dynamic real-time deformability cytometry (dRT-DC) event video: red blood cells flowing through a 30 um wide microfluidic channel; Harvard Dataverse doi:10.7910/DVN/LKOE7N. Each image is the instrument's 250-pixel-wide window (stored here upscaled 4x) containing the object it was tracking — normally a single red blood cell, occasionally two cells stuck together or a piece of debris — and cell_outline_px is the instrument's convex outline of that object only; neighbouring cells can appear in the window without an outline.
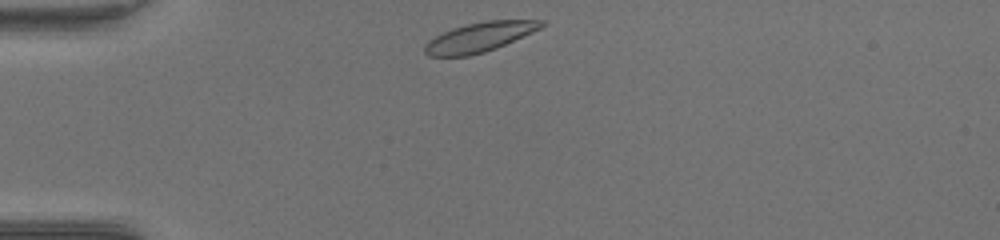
{"species": "common noctule bat (a hibernating species)", "species_latin": "Nyctalus noctula", "temperature_condition": "warm", "stored_images_in_passage": 40, "camera_frame_rate_fps": 3000, "um_per_image_px": 0.085, "animal": {"sex": "female", "body_mass_g": 17.0, "forearm_length_mm": 48.0}, "frame": {"image": 1, "passage_image": 1, "time_ms": 0.0, "image_size_px": [1000, 240], "cell_outline_px": [[548, 24], [532, 32], [496, 48], [484, 52], [468, 56], [428, 56], [424, 52], [424, 44], [428, 40], [452, 28], [468, 24], [488, 20], [544, 20]], "centroid_in_image_um": [40.76, 3.15], "position_along_channel_um": 44.2, "area_um2": 19.94}}
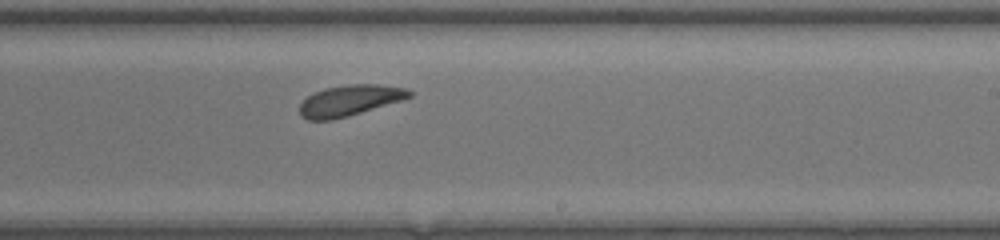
{"frame": {"image": 2, "passage_image": 20, "time_ms": 6.333, "image_size_px": [1000, 240], "cell_outline_px": [[412, 96], [400, 100], [348, 116], [332, 120], [308, 120], [300, 116], [300, 104], [308, 96], [324, 88], [348, 84], [380, 84], [404, 88], [412, 92]], "centroid_in_image_um": [29.69, 8.54], "position_along_channel_um": 259.3, "area_um2": 19.48}}
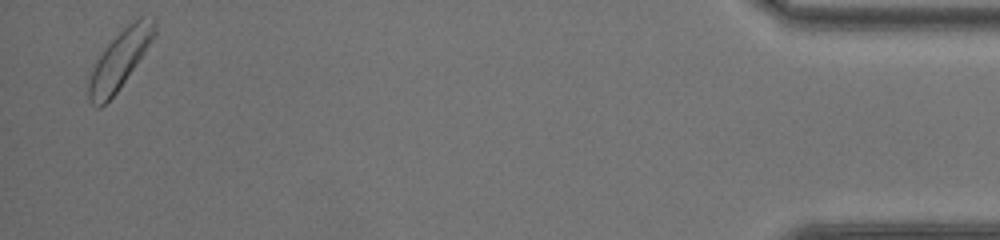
{"frame": {"image": 3, "passage_image": 39, "time_ms": 12.667, "image_size_px": [1000, 240], "cell_outline_px": [[156, 32], [144, 52], [116, 92], [100, 108], [96, 108], [88, 100], [88, 80], [104, 48], [128, 24], [140, 16], [156, 16]], "centroid_in_image_um": [10.19, 5.04], "position_along_channel_um": 425.0, "area_um2": 21.68}, "authors_computed_cell_mechanics": {"area_um2": 20.4612, "velocity_mm_per_s": 3.9112, "shape_relaxation_time_tau1_ms": 2.9792, "shape_relaxation_time_tau2_ms": null, "deformation_change_tau1": 0.1058, "deformation_change_tau2": null}}